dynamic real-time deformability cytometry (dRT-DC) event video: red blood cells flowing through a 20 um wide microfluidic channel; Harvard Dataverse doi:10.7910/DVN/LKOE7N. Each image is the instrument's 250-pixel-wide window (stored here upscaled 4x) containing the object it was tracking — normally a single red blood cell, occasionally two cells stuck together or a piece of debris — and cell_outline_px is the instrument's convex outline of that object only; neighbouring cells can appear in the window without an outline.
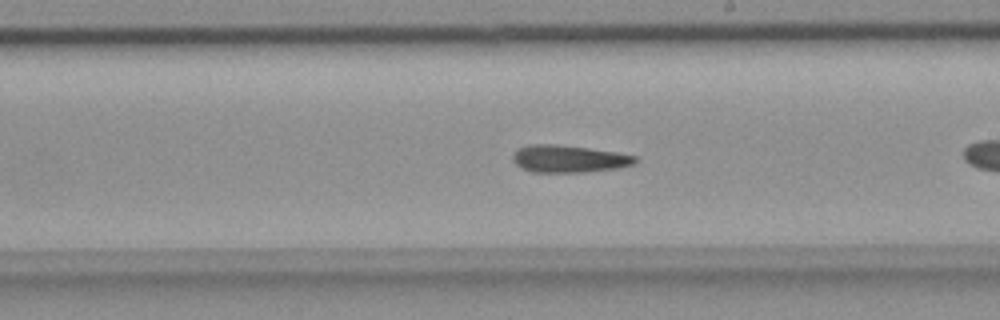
{"species": "common noctule bat (a hibernating species)", "species_latin": "Nyctalus noctula", "temperature_condition": "room temperature", "stored_images_in_passage": 30, "camera_frame_rate_fps": 3000, "um_per_image_px": 0.085, "animal": {"sex": "female", "body_mass_g": 18.4}, "frame": {"image": 1, "passage_image": 18, "time_ms": 5.667, "image_size_px": [1000, 320], "cell_outline_px": [[636, 160], [632, 164], [616, 168], [584, 172], [532, 172], [516, 164], [512, 160], [512, 156], [520, 148], [528, 144], [556, 144], [588, 148], [616, 152], [636, 156]], "centroid_in_image_um": [48.32, 13.49], "position_along_channel_um": 240.7, "area_um2": 19.19}}